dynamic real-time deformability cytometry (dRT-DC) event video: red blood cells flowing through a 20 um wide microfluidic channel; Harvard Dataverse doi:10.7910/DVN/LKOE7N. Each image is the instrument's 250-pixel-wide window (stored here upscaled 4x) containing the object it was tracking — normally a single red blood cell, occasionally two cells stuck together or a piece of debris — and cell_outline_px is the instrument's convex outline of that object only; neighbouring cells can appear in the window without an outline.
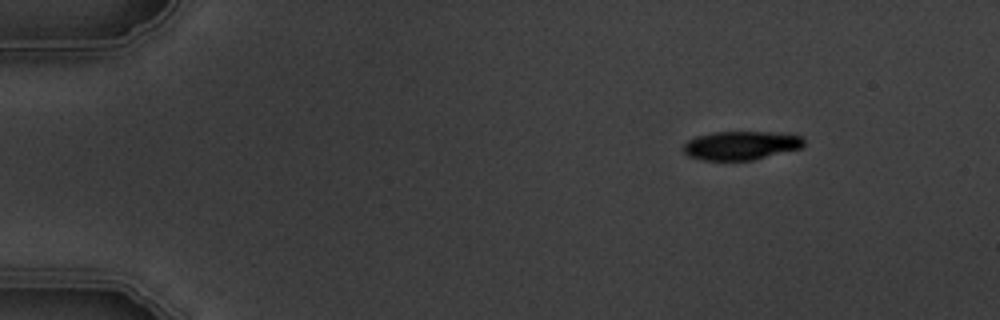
{"species": "common noctule bat (a hibernating species)", "species_latin": "Nyctalus noctula", "temperature_condition": "warm", "stored_images_in_passage": 4, "camera_frame_rate_fps": 3000, "um_per_image_px": 0.085, "animal": {"sex": "male", "body_mass_g": 19.5, "forearm_length_mm": 54.6}, "frame": {"image": 1, "passage_image": 1, "time_ms": 0.0, "image_size_px": [1000, 320], "cell_outline_px": [[804, 144], [800, 148], [752, 160], [704, 160], [688, 156], [680, 148], [688, 140], [696, 136], [712, 132], [772, 132], [800, 136], [804, 140]], "centroid_in_image_um": [62.92, 12.36], "position_along_channel_um": 22.1, "area_um2": 20.06}}
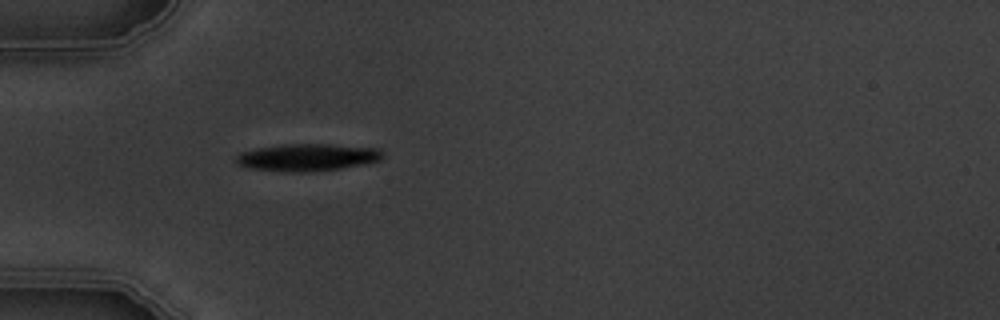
{"frame": {"image": 2, "passage_image": 4, "time_ms": 3.333, "image_size_px": [1000, 320], "cell_outline_px": [[384, 156], [380, 160], [368, 164], [340, 168], [308, 172], [284, 172], [248, 168], [236, 164], [236, 156], [240, 152], [256, 148], [292, 144], [328, 144], [376, 148], [384, 152]], "centroid_in_image_um": [26.13, 13.38], "position_along_channel_um": 58.9, "area_um2": 23.41}}